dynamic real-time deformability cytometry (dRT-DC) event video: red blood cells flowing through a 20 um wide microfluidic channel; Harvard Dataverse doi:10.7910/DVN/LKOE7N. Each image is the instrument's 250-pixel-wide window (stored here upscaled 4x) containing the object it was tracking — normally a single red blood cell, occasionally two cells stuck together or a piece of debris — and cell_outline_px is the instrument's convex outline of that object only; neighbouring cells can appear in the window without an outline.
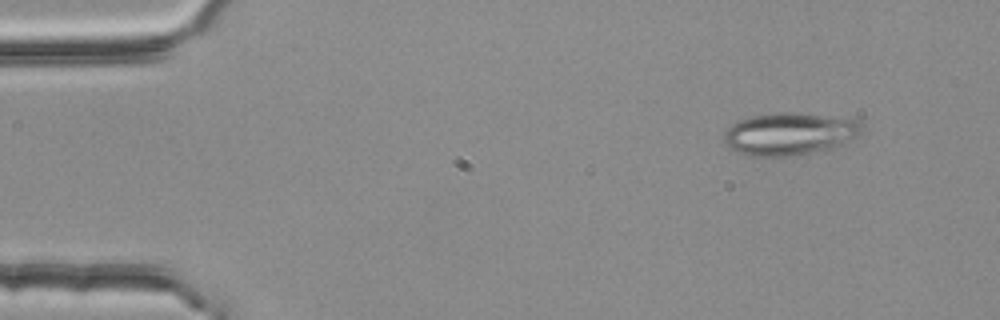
{"species": "common noctule bat (a hibernating species)", "species_latin": "Nyctalus noctula", "temperature_condition": "room temperature", "stored_images_in_passage": 4, "camera_frame_rate_fps": 3000, "um_per_image_px": 0.085, "animal": {"sex": "female", "body_mass_g": 25.1}, "frame": {"image": 1, "passage_image": 2, "time_ms": 0.333, "image_size_px": [1000, 320], "cell_outline_px": [[868, 128], [864, 132], [840, 144], [796, 156], [748, 156], [736, 152], [724, 140], [724, 132], [732, 124], [740, 120], [752, 116], [780, 112], [788, 112], [860, 120]], "centroid_in_image_um": [67.13, 11.37], "position_along_channel_um": 17.9, "area_um2": 33.76}}